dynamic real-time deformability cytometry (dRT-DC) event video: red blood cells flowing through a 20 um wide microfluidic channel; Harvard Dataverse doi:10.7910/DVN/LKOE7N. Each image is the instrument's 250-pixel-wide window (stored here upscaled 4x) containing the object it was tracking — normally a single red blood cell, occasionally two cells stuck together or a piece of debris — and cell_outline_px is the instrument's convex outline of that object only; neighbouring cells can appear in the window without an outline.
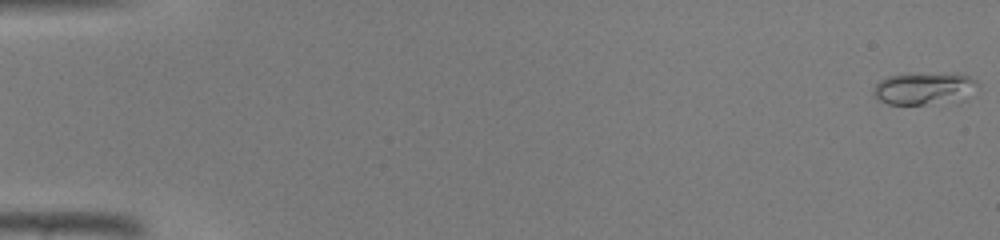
{"species": "common noctule bat (a hibernating species)", "species_latin": "Nyctalus noctula", "temperature_condition": "warm", "stored_images_in_passage": 46, "camera_frame_rate_fps": 3000, "um_per_image_px": 0.085, "animal": {"sex": "male", "body_mass_g": 19.0, "forearm_length_mm": 50.8}, "frame": {"image": 1, "passage_image": 1, "time_ms": 0.0, "image_size_px": [1000, 240], "cell_outline_px": [[976, 84], [956, 96], [924, 104], [888, 104], [880, 100], [876, 96], [876, 84], [880, 80], [888, 76], [968, 76], [976, 80]], "centroid_in_image_um": [78.3, 7.54], "position_along_channel_um": 6.7, "area_um2": 16.59}}
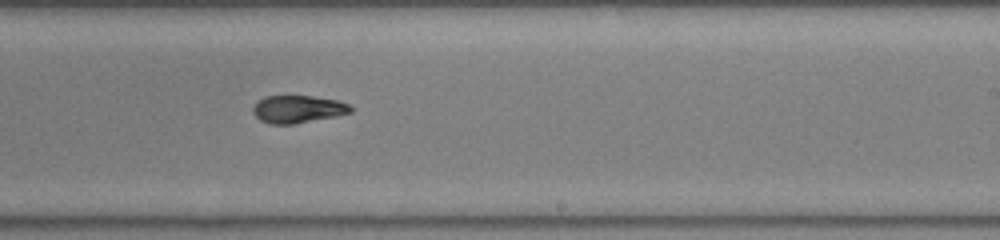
{"frame": {"image": 2, "passage_image": 29, "time_ms": 9.333, "image_size_px": [1000, 240], "cell_outline_px": [[352, 112], [336, 116], [292, 124], [272, 124], [260, 120], [252, 112], [252, 108], [264, 96], [312, 96], [336, 100], [348, 104], [352, 108]], "centroid_in_image_um": [25.31, 9.28], "position_along_channel_um": 263.7, "area_um2": 15.49}}
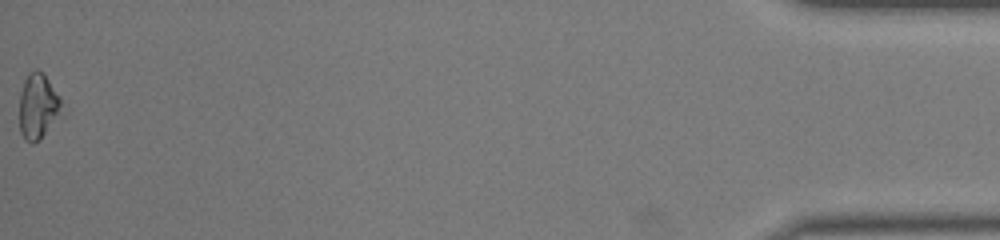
{"frame": {"image": 3, "passage_image": 46, "time_ms": 15.0, "image_size_px": [1000, 240], "cell_outline_px": [[60, 104], [56, 112], [44, 132], [32, 144], [24, 140], [20, 132], [20, 92], [24, 80], [28, 72], [36, 68], [44, 72], [60, 96]], "centroid_in_image_um": [3.14, 8.92], "position_along_channel_um": 432.1, "area_um2": 15.32}}